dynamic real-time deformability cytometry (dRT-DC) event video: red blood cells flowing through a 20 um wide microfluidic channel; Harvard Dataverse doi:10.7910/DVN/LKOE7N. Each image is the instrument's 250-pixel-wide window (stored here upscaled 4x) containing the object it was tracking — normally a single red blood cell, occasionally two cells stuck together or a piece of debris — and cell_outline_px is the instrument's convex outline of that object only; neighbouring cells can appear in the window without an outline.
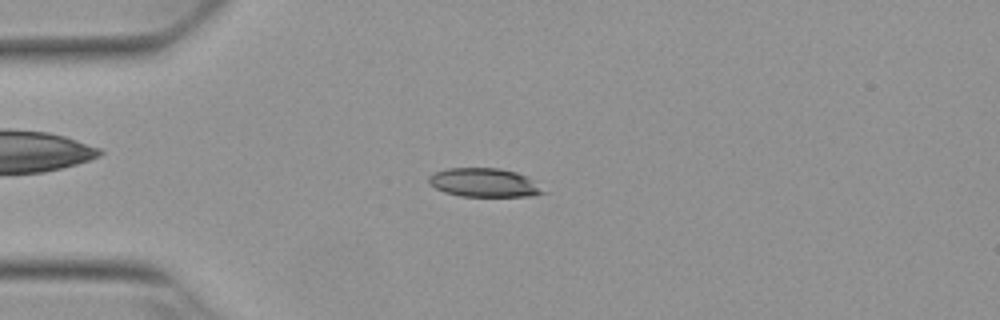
{"species": "Egyptian fruit bat (a non-hibernating species)", "species_latin": "Rousettus aegyptiacus", "temperature_condition": "warm", "stored_images_in_passage": 53, "camera_frame_rate_fps": 3000, "um_per_image_px": 0.085, "animal": {"sex": "female"}, "frame": {"image": 1, "passage_image": 13, "time_ms": 4.0, "image_size_px": [1000, 320], "cell_outline_px": [[548, 192], [532, 196], [460, 196], [444, 192], [428, 184], [428, 176], [436, 172], [448, 168], [500, 168], [516, 172], [532, 180]], "centroid_in_image_um": [41.14, 15.53], "position_along_channel_um": 43.9, "area_um2": 19.13}}
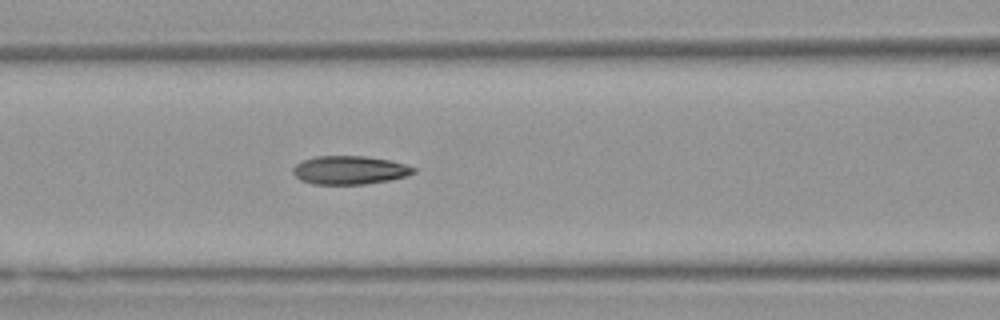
{"frame": {"image": 2, "passage_image": 22, "time_ms": 7.0, "image_size_px": [1000, 320], "cell_outline_px": [[416, 172], [408, 176], [392, 180], [364, 184], [312, 184], [300, 180], [292, 172], [292, 168], [296, 164], [304, 160], [316, 156], [364, 156], [388, 160], [404, 164], [416, 168]], "centroid_in_image_um": [29.73, 14.47], "position_along_channel_um": 136.9, "area_um2": 20.06}}
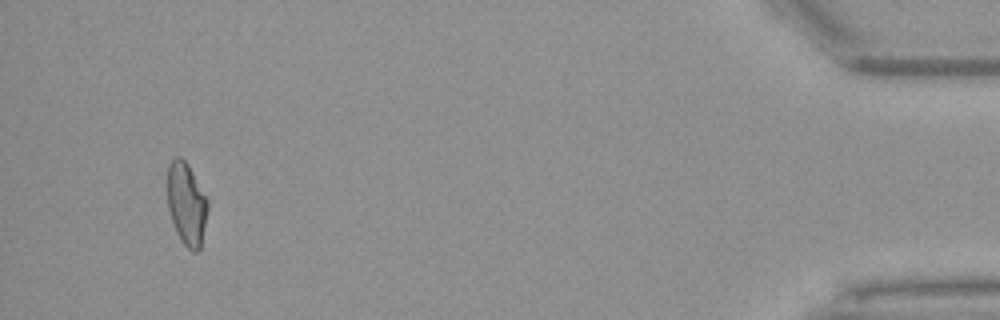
{"frame": {"image": 3, "passage_image": 50, "time_ms": 16.333, "image_size_px": [1000, 320], "cell_outline_px": [[208, 212], [200, 248], [196, 252], [192, 252], [184, 244], [176, 232], [168, 208], [168, 164], [176, 156], [180, 156], [188, 164], [208, 200]], "centroid_in_image_um": [15.86, 17.33], "position_along_channel_um": 419.3, "area_um2": 19.31}, "authors_computed_cell_mechanics": {"area_um2": 20.1144, "velocity_mm_per_s": 3.8365, "shape_relaxation_time_tau1_ms": 8.0608, "shape_relaxation_time_tau2_ms": 1.9126, "deformation_change_tau1": 0.2113, "deformation_change_tau2": 0.0807}}